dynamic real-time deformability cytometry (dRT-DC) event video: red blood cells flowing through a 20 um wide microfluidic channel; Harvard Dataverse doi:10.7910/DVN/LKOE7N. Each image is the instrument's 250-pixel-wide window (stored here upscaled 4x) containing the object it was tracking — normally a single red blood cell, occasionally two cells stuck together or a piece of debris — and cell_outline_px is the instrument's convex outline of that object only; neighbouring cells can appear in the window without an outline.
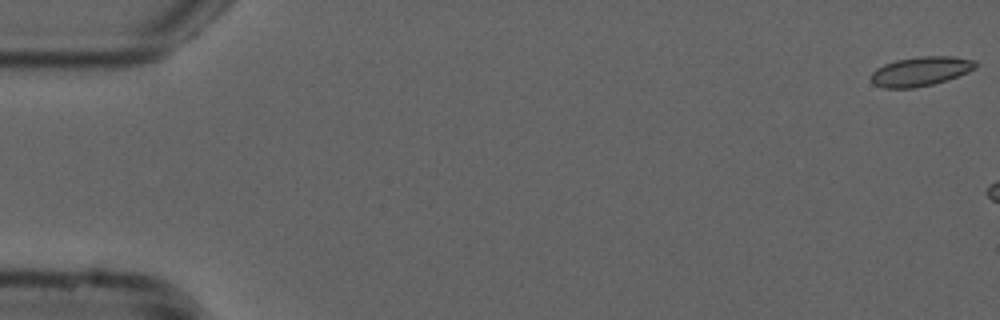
{"species": "common noctule bat (a hibernating species)", "species_latin": "Nyctalus noctula", "temperature_condition": "cold", "stored_images_in_passage": 6, "camera_frame_rate_fps": 3000, "um_per_image_px": 0.085, "animal": {"sex": "male", "forearm_length_mm": 52.5}, "frame": {"image": 1, "passage_image": 1, "time_ms": 0.0, "image_size_px": [1000, 320], "cell_outline_px": [[976, 68], [968, 72], [932, 84], [916, 88], [884, 88], [872, 84], [872, 72], [876, 68], [884, 64], [896, 60], [920, 56], [952, 56], [976, 60]], "centroid_in_image_um": [78.24, 6.06], "position_along_channel_um": 6.8, "area_um2": 17.8}}